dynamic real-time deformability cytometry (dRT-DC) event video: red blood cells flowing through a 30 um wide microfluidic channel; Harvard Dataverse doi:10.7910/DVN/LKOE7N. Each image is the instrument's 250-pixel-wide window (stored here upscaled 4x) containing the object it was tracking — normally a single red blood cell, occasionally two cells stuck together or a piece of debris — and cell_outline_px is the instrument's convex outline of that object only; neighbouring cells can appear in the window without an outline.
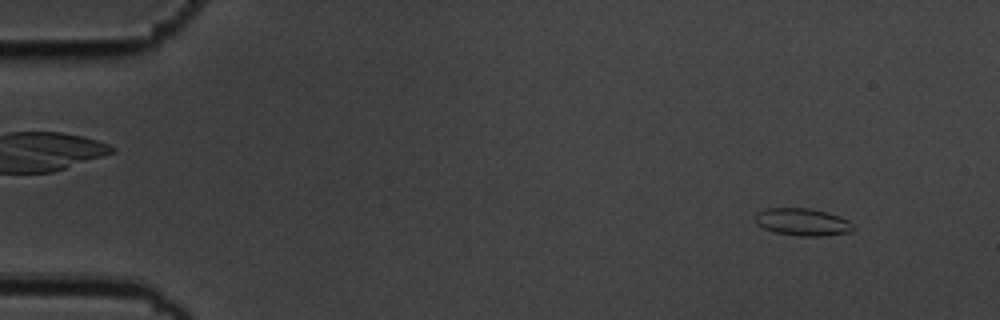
{"species": "common noctule bat (a hibernating species)", "species_latin": "Nyctalus noctula", "temperature_condition": "cold", "stored_images_in_passage": 55, "camera_frame_rate_fps": 3000, "um_per_image_px": 0.085, "animal": {"sex": "male", "body_mass_g": 19.5, "forearm_length_mm": 54.6}, "frame": {"image": 1, "passage_image": 5, "time_ms": 1.333, "image_size_px": [1000, 320], "cell_outline_px": [[856, 228], [852, 232], [824, 236], [800, 236], [776, 232], [764, 228], [756, 224], [756, 212], [768, 208], [808, 208], [828, 212], [840, 216], [848, 220]], "centroid_in_image_um": [68.26, 18.87], "position_along_channel_um": 16.7, "area_um2": 15.72}}
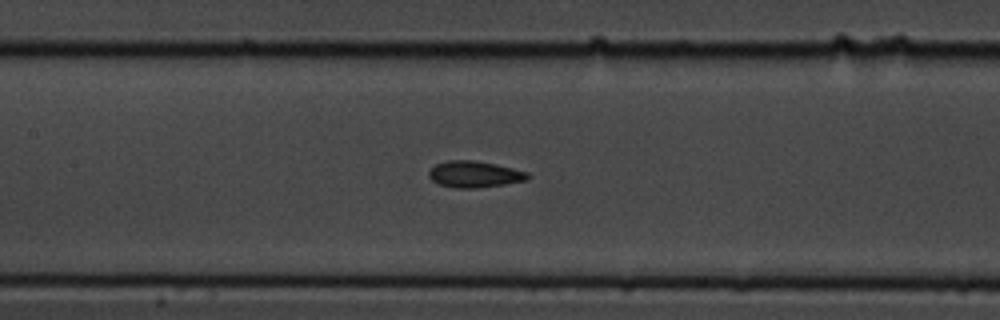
{"frame": {"image": 2, "passage_image": 26, "time_ms": 8.333, "image_size_px": [1000, 320], "cell_outline_px": [[532, 176], [528, 180], [504, 184], [476, 188], [456, 188], [440, 184], [432, 180], [428, 176], [428, 172], [436, 164], [448, 160], [472, 160], [496, 164], [528, 172]], "centroid_in_image_um": [40.36, 14.81], "position_along_channel_um": 167.0, "area_um2": 15.2}}
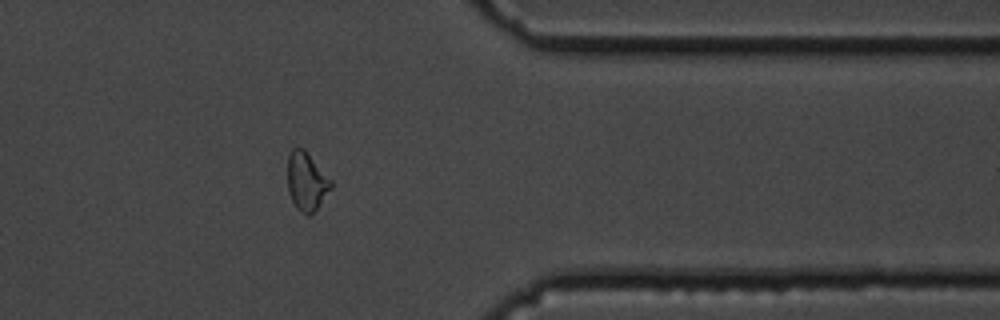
{"frame": {"image": 3, "passage_image": 45, "time_ms": 14.667, "image_size_px": [1000, 320], "cell_outline_px": [[332, 188], [316, 208], [308, 216], [300, 212], [296, 208], [288, 192], [288, 152], [292, 148], [304, 148], [332, 180]], "centroid_in_image_um": [26.05, 15.4], "position_along_channel_um": 385.4, "area_um2": 14.8}, "authors_computed_cell_mechanics": {"area_um2": 14.9702, "velocity_mm_per_s": 3.6331, "shape_relaxation_time_tau1_ms": 4.4773, "shape_relaxation_time_tau2_ms": 3.5458, "deformation_change_tau1": 0.0996, "deformation_change_tau2": 0.0597}}